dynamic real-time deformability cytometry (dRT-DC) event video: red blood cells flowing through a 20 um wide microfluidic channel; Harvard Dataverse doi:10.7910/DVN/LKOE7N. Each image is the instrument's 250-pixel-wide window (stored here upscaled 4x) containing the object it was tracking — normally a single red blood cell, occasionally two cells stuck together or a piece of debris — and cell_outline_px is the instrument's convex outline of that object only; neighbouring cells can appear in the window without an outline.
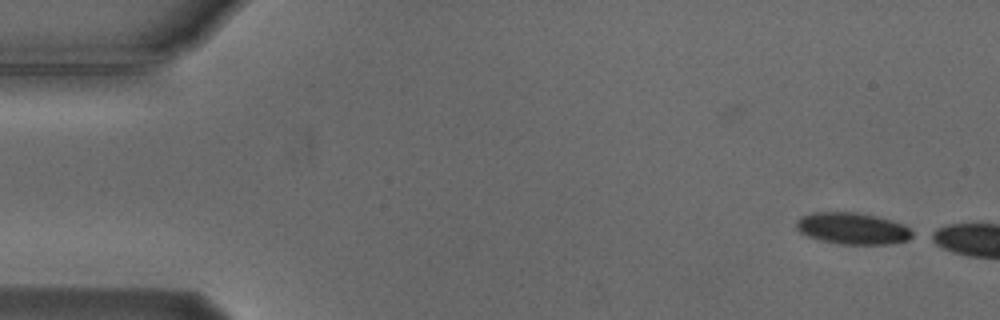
{"species": "Egyptian fruit bat (a non-hibernating species)", "species_latin": "Rousettus aegyptiacus", "temperature_condition": "cold", "stored_images_in_passage": 6, "camera_frame_rate_fps": 3000, "um_per_image_px": 0.085, "animal": {"sex": "male"}, "frame": {"image": 1, "passage_image": 6, "time_ms": 1.667, "image_size_px": [1000, 320], "cell_outline_px": [[916, 236], [908, 240], [888, 244], [840, 244], [820, 240], [808, 236], [800, 232], [796, 228], [796, 220], [800, 216], [812, 212], [856, 212], [876, 216], [904, 224], [916, 232]], "centroid_in_image_um": [72.5, 19.42], "position_along_channel_um": 12.5, "area_um2": 21.68}}